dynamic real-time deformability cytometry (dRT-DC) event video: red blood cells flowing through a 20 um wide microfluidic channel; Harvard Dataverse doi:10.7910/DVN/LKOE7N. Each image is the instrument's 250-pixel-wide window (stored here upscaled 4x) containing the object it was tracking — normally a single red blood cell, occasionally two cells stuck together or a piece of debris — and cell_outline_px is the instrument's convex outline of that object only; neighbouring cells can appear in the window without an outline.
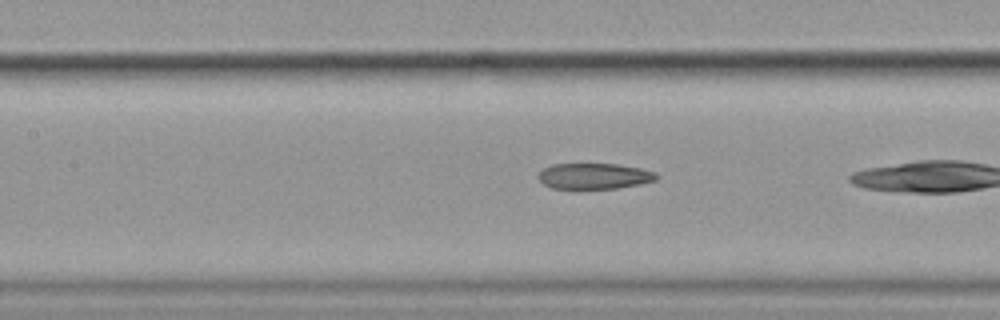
{"species": "common noctule bat (a hibernating species)", "species_latin": "Nyctalus noctula", "temperature_condition": "cold", "stored_images_in_passage": 26, "camera_frame_rate_fps": 3000, "um_per_image_px": 0.085, "animal": {"sex": "female", "body_mass_g": 19.9}, "frame": {"image": 1, "passage_image": 8, "time_ms": 2.333, "image_size_px": [1000, 320], "cell_outline_px": [[660, 176], [656, 180], [640, 184], [616, 188], [552, 188], [544, 184], [536, 176], [544, 168], [552, 164], [616, 164], [640, 168], [656, 172]], "centroid_in_image_um": [50.53, 14.96], "position_along_channel_um": 156.9, "area_um2": 17.69}}
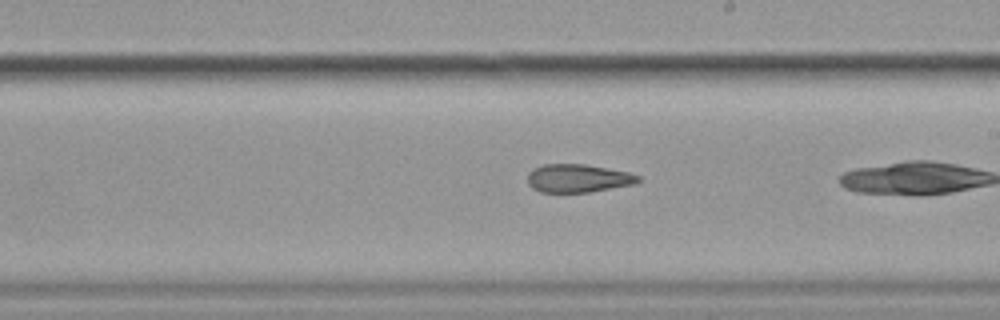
{"frame": {"image": 2, "passage_image": 15, "time_ms": 4.667, "image_size_px": [1000, 320], "cell_outline_px": [[640, 180], [636, 184], [588, 192], [540, 192], [532, 188], [528, 184], [528, 172], [532, 168], [544, 164], [584, 164], [628, 172], [640, 176]], "centroid_in_image_um": [49.11, 15.15], "position_along_channel_um": 239.9, "area_um2": 18.21}}